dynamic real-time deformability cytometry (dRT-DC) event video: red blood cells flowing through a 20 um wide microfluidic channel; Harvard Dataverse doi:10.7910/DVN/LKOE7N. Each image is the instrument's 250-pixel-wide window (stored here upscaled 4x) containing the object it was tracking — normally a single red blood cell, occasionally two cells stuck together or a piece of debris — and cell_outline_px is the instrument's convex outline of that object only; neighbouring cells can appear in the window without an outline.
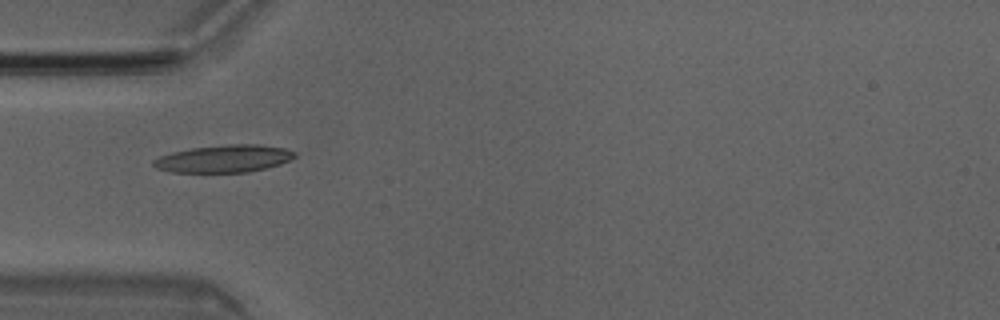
{"species": "Egyptian fruit bat (a non-hibernating species)", "species_latin": "Rousettus aegyptiacus", "temperature_condition": "room temperature", "stored_images_in_passage": 5, "camera_frame_rate_fps": 3000, "um_per_image_px": 0.085, "animal": {"sex": "male"}, "frame": {"image": 1, "passage_image": 5, "time_ms": 1.333, "image_size_px": [1000, 320], "cell_outline_px": [[296, 156], [280, 164], [248, 172], [168, 172], [156, 168], [152, 164], [152, 160], [160, 156], [172, 152], [192, 148], [228, 144], [260, 144], [284, 148], [296, 152]], "centroid_in_image_um": [19.01, 13.48], "position_along_channel_um": 66.0, "area_um2": 22.54}}